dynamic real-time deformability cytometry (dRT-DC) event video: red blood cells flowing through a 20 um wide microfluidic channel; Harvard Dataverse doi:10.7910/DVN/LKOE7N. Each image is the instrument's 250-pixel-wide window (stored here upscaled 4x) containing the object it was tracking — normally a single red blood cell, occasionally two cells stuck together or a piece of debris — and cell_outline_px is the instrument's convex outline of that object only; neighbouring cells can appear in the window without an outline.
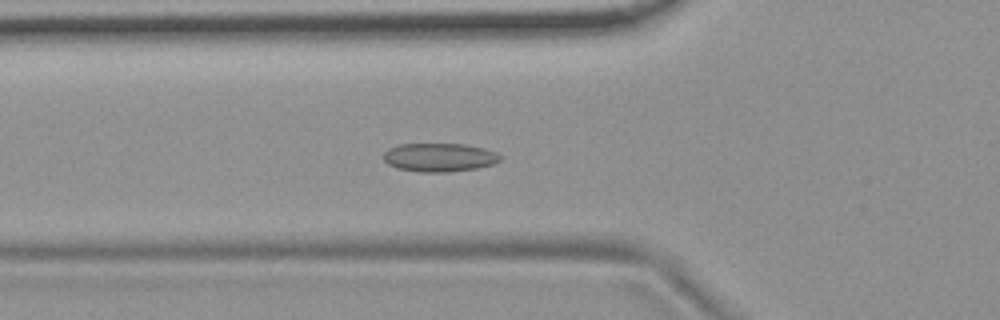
{"species": "common noctule bat (a hibernating species)", "species_latin": "Nyctalus noctula", "temperature_condition": "room temperature", "stored_images_in_passage": 54, "camera_frame_rate_fps": 3000, "um_per_image_px": 0.085, "animal": {"sex": "female", "body_mass_g": 19.9}, "frame": {"image": 1, "passage_image": 19, "time_ms": 6.0, "image_size_px": [1000, 320], "cell_outline_px": [[504, 156], [500, 160], [492, 164], [476, 168], [448, 172], [420, 172], [396, 168], [388, 164], [384, 160], [384, 152], [388, 148], [396, 144], [464, 144], [484, 148], [496, 152]], "centroid_in_image_um": [37.34, 13.37], "position_along_channel_um": 88.5, "area_um2": 19.54}}
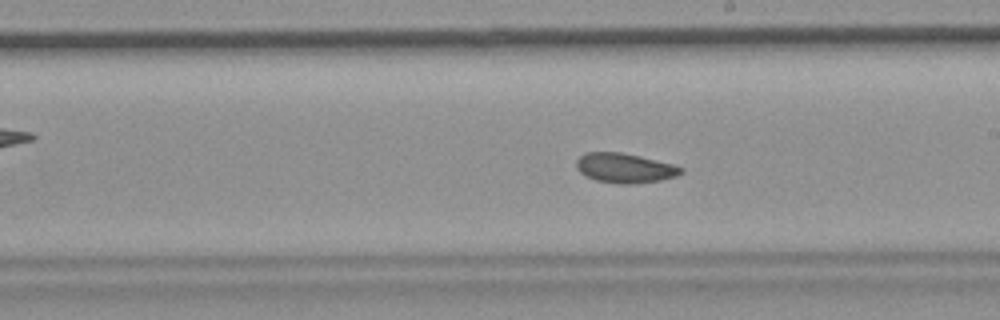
{"frame": {"image": 2, "passage_image": 31, "time_ms": 10.0, "image_size_px": [1000, 320], "cell_outline_px": [[684, 172], [676, 176], [660, 180], [636, 184], [620, 184], [596, 180], [584, 176], [576, 168], [576, 160], [584, 152], [620, 152], [640, 156], [676, 164], [684, 168]], "centroid_in_image_um": [53.12, 14.28], "position_along_channel_um": 235.9, "area_um2": 18.38}}
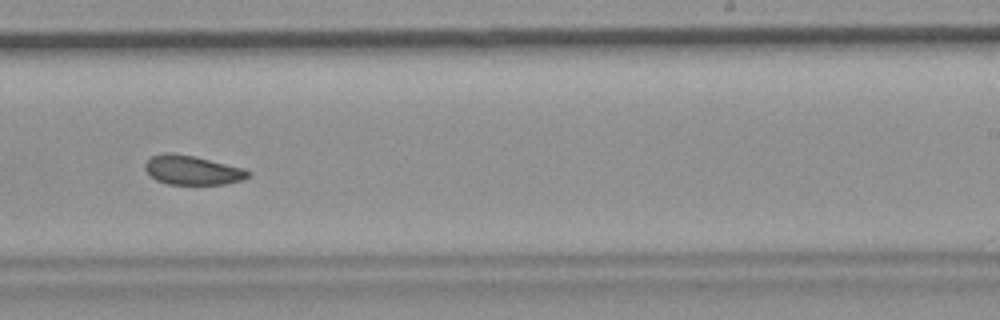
{"frame": {"image": 3, "passage_image": 34, "time_ms": 11.0, "image_size_px": [1000, 320], "cell_outline_px": [[252, 172], [244, 180], [228, 184], [168, 184], [156, 180], [144, 168], [144, 164], [152, 156], [164, 152], [172, 152], [192, 156], [240, 168]], "centroid_in_image_um": [16.32, 14.47], "position_along_channel_um": 272.7, "area_um2": 17.28}, "authors_computed_cell_mechanics": {"area_um2": 18.7272, "velocity_mm_per_s": 3.6862, "shape_relaxation_time_tau1_ms": 7.7954, "shape_relaxation_time_tau2_ms": 3.4906, "deformation_change_tau1": 0.0974, "deformation_change_tau2": 0.0759}}